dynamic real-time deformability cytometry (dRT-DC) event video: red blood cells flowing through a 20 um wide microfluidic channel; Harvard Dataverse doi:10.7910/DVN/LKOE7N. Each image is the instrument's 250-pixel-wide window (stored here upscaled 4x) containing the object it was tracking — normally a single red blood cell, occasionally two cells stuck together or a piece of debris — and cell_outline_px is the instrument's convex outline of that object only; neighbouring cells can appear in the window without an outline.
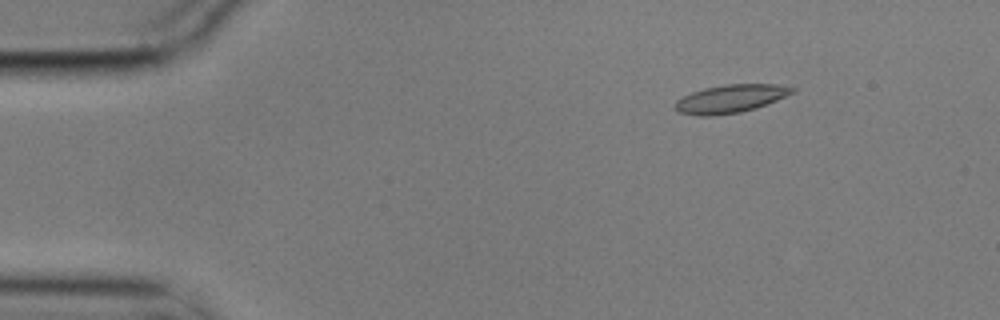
{"species": "common noctule bat (a hibernating species)", "species_latin": "Nyctalus noctula", "temperature_condition": "cold", "stored_images_in_passage": 5, "camera_frame_rate_fps": 3000, "um_per_image_px": 0.085, "animal": {"sex": "male", "body_mass_g": 17.9}, "frame": {"image": 1, "passage_image": 3, "time_ms": 0.667, "image_size_px": [1000, 320], "cell_outline_px": [[796, 92], [756, 108], [740, 112], [712, 116], [700, 116], [680, 112], [676, 108], [676, 100], [692, 92], [704, 88], [724, 84], [776, 84], [796, 88]], "centroid_in_image_um": [62.13, 8.38], "position_along_channel_um": 22.9, "area_um2": 19.07}}